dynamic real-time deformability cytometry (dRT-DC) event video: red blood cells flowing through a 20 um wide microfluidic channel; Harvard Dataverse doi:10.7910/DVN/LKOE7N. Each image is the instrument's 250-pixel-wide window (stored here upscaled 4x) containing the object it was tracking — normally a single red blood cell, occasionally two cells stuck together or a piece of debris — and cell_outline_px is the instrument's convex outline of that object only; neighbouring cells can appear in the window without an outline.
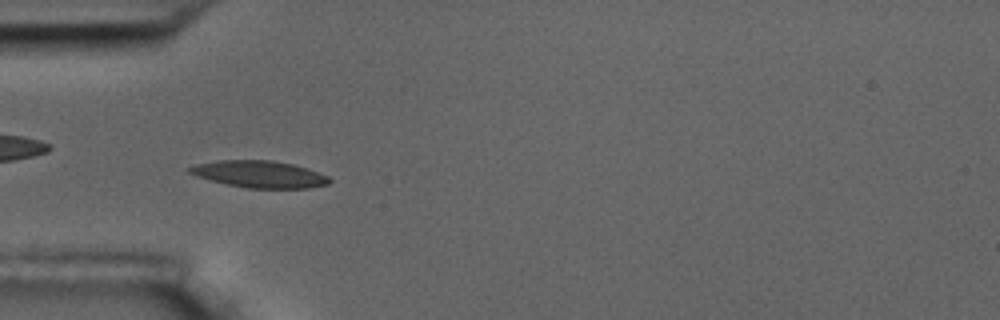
{"species": "common noctule bat (a hibernating species)", "species_latin": "Nyctalus noctula", "temperature_condition": "room temperature", "stored_images_in_passage": 6, "camera_frame_rate_fps": 3000, "um_per_image_px": 0.085, "animal": {"sex": "male", "body_mass_g": 17.5, "forearm_length_mm": 52.3}, "frame": {"image": 1, "passage_image": 5, "time_ms": 5.667, "image_size_px": [1000, 320], "cell_outline_px": [[332, 180], [328, 184], [308, 188], [248, 188], [228, 184], [196, 176], [188, 172], [184, 168], [196, 164], [216, 160], [272, 160], [292, 164], [328, 176]], "centroid_in_image_um": [22.0, 14.8], "position_along_channel_um": 63.0, "area_um2": 21.79}}